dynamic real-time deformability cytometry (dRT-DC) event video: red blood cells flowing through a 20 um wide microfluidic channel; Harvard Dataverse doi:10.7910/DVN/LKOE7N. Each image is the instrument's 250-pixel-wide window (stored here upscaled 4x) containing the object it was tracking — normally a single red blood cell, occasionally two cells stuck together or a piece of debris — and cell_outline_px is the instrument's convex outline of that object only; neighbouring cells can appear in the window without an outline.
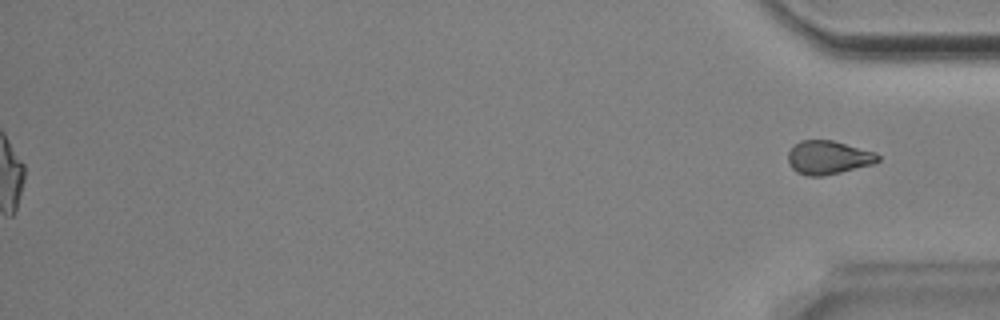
{"species": "Egyptian fruit bat (a non-hibernating species)", "species_latin": "Rousettus aegyptiacus", "temperature_condition": "room temperature", "stored_images_in_passage": 52, "segment_of_instrument_passage": [2, 2], "camera_frame_rate_fps": 3000, "um_per_image_px": 0.085, "animal": {"sex": "male"}, "frame": {"image": 1, "passage_image": 52, "time_ms": 17.0, "image_size_px": [1000, 320], "cell_outline_px": [[880, 160], [876, 164], [840, 172], [820, 176], [808, 176], [796, 172], [788, 164], [788, 152], [800, 140], [832, 140], [876, 152], [880, 156]], "centroid_in_image_um": [70.43, 13.39], "position_along_channel_um": 364.8, "area_um2": 17.69}}